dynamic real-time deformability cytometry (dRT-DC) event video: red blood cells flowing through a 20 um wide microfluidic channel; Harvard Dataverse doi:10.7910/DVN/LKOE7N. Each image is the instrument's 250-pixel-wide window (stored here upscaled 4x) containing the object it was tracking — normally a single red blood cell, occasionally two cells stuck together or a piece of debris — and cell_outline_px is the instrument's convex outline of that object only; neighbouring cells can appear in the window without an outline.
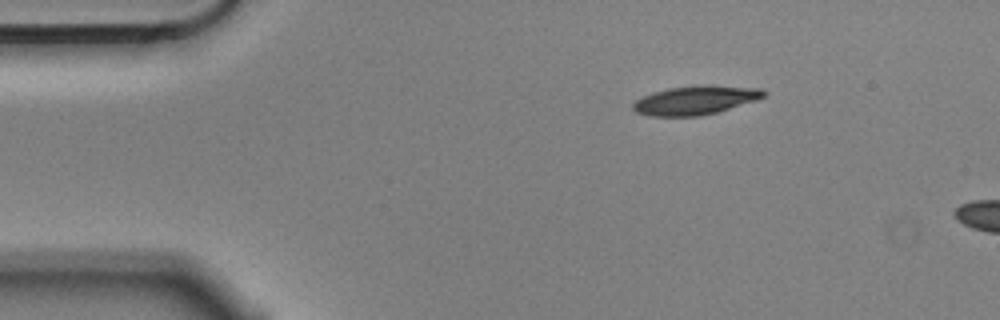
{"species": "Egyptian fruit bat (a non-hibernating species)", "species_latin": "Rousettus aegyptiacus", "temperature_condition": "cold", "stored_images_in_passage": 5, "camera_frame_rate_fps": 3000, "um_per_image_px": 0.085, "animal": {"sex": "male"}, "frame": {"image": 1, "passage_image": 1, "time_ms": 0.0, "image_size_px": [1000, 320], "cell_outline_px": [[768, 92], [764, 96], [756, 100], [716, 112], [700, 116], [648, 116], [636, 112], [632, 108], [632, 104], [636, 100], [652, 92], [668, 88], [704, 84], [760, 88]], "centroid_in_image_um": [59.1, 8.51], "position_along_channel_um": 25.9, "area_um2": 22.02}}